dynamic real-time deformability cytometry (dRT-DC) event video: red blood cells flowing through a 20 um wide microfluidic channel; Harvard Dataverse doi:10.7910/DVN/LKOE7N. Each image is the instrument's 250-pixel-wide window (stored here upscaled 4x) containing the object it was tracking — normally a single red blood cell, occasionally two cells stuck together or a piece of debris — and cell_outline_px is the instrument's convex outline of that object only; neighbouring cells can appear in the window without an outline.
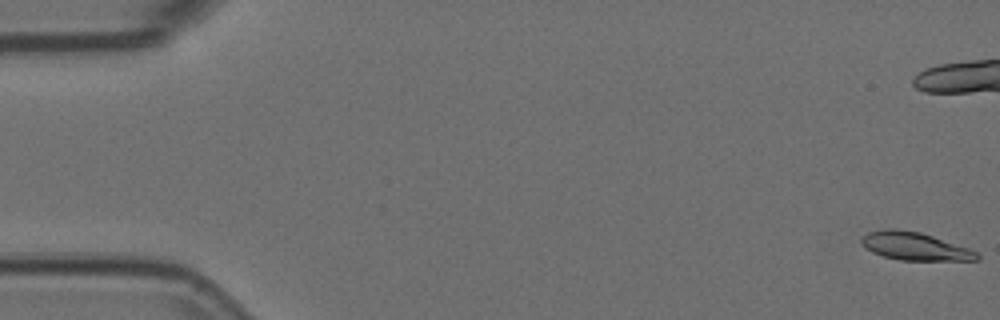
{"species": "Egyptian fruit bat (a non-hibernating species)", "species_latin": "Rousettus aegyptiacus", "temperature_condition": "room temperature", "stored_images_in_passage": 55, "camera_frame_rate_fps": 3000, "um_per_image_px": 0.085, "animal": {"sex": "female"}, "frame": {"image": 1, "passage_image": 1, "time_ms": 0.0, "image_size_px": [1000, 320], "cell_outline_px": [[980, 260], [900, 260], [884, 256], [872, 252], [864, 248], [860, 244], [860, 240], [868, 232], [888, 228], [896, 228], [920, 232], [968, 248], [976, 252], [980, 256]], "centroid_in_image_um": [77.71, 20.93], "position_along_channel_um": 7.3, "area_um2": 18.73}, "authors_computed_cell_mechanics": {"area_um2": 19.3052, "velocity_mm_per_s": 3.7499, "shape_relaxation_time_tau1_ms": null, "shape_relaxation_time_tau2_ms": 6.7257, "deformation_change_tau1": null, "deformation_change_tau2": 0.1285}}